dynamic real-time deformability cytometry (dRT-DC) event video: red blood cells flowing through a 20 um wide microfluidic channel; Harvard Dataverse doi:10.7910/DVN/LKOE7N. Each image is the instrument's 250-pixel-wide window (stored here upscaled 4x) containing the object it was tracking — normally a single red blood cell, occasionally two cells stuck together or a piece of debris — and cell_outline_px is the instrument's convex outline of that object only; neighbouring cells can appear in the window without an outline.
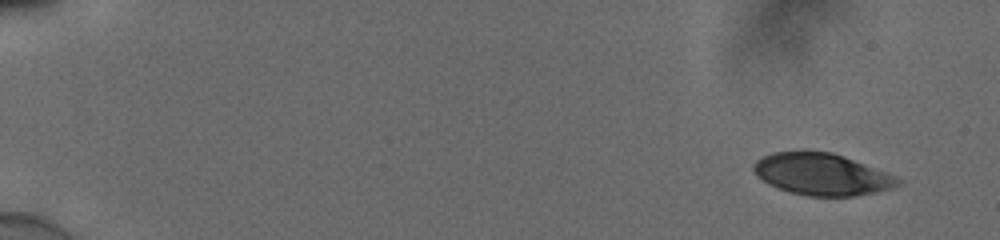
{"species": "human", "species_latin": "Homo sapiens", "temperature_condition": "cold", "stored_images_in_passage": 52, "camera_frame_rate_fps": 3000, "um_per_image_px": 0.085, "donor": {"sex": "male"}, "frame": {"image": 1, "passage_image": 1, "time_ms": 0.0, "image_size_px": [1000, 240], "cell_outline_px": [[900, 184], [892, 188], [876, 192], [852, 196], [808, 196], [788, 192], [768, 184], [756, 176], [752, 168], [752, 164], [756, 160], [772, 152], [832, 152], [844, 156], [888, 172], [896, 176], [900, 180]], "centroid_in_image_um": [69.84, 14.82], "position_along_channel_um": 15.2, "area_um2": 35.14}}
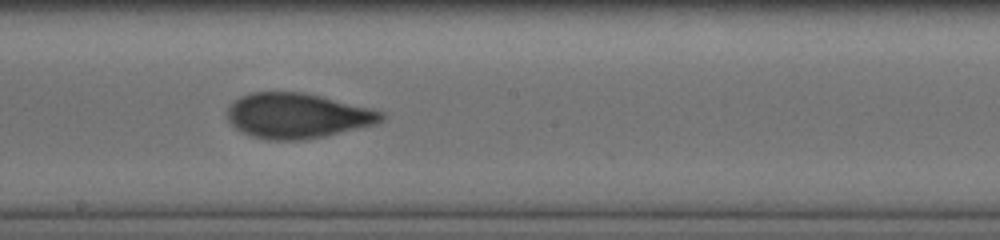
{"frame": {"image": 2, "passage_image": 30, "time_ms": 9.667, "image_size_px": [1000, 240], "cell_outline_px": [[388, 116], [384, 120], [376, 124], [324, 136], [304, 140], [264, 140], [240, 132], [228, 120], [224, 112], [240, 96], [252, 92], [300, 92], [320, 96], [372, 108], [384, 112]], "centroid_in_image_um": [25.28, 9.84], "position_along_channel_um": 222.9, "area_um2": 40.75}}
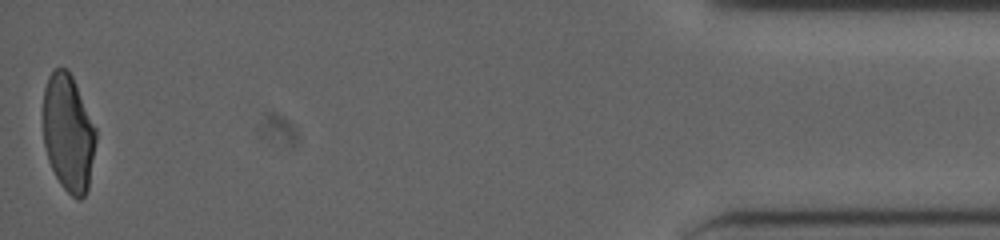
{"frame": {"image": 3, "passage_image": 52, "time_ms": 17.0, "image_size_px": [1000, 240], "cell_outline_px": [[96, 140], [88, 188], [84, 196], [80, 200], [72, 196], [60, 184], [48, 160], [44, 144], [44, 88], [48, 76], [56, 68], [68, 68], [72, 76], [96, 128]], "centroid_in_image_um": [5.81, 11.3], "position_along_channel_um": 429.4, "area_um2": 35.78}, "authors_computed_cell_mechanics": {"area_um2": 39.0728, "velocity_mm_per_s": 3.8754, "shape_relaxation_time_tau1_ms": 6.3437, "shape_relaxation_time_tau2_ms": 1.015, "deformation_change_tau1": 0.1779, "deformation_change_tau2": 0.0602}}